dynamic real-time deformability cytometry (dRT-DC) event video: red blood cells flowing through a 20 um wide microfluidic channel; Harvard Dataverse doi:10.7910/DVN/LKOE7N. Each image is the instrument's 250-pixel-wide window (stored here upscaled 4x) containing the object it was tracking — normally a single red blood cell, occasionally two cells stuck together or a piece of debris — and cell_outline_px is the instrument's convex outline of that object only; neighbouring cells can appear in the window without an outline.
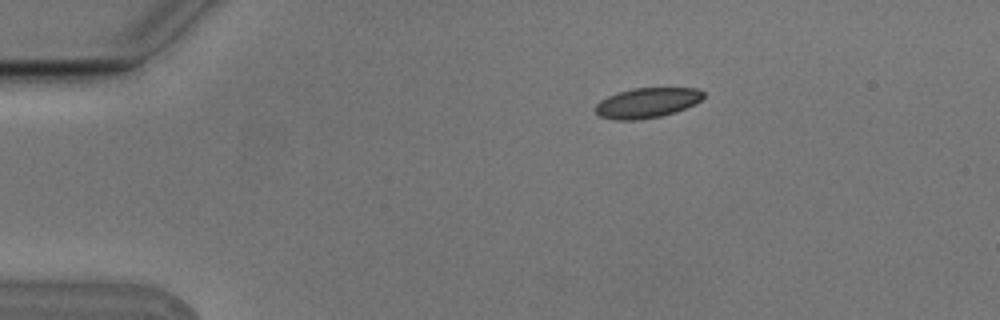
{"species": "Egyptian fruit bat (a non-hibernating species)", "species_latin": "Rousettus aegyptiacus", "temperature_condition": "cold", "stored_images_in_passage": 4, "camera_frame_rate_fps": 3000, "um_per_image_px": 0.085, "animal": {"sex": "male"}, "frame": {"image": 1, "passage_image": 1, "time_ms": 0.0, "image_size_px": [1000, 320], "cell_outline_px": [[704, 96], [696, 104], [676, 112], [660, 116], [640, 120], [616, 120], [600, 116], [596, 112], [596, 104], [600, 100], [608, 96], [632, 88], [696, 88], [704, 92]], "centroid_in_image_um": [55.02, 8.74], "position_along_channel_um": 30.0, "area_um2": 18.9}}